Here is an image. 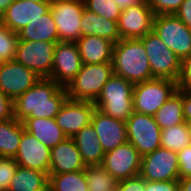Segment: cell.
<instances>
[{
	"label": "cell",
	"instance_id": "obj_37",
	"mask_svg": "<svg viewBox=\"0 0 191 191\" xmlns=\"http://www.w3.org/2000/svg\"><path fill=\"white\" fill-rule=\"evenodd\" d=\"M145 180L140 176H135L118 181L116 191H144Z\"/></svg>",
	"mask_w": 191,
	"mask_h": 191
},
{
	"label": "cell",
	"instance_id": "obj_25",
	"mask_svg": "<svg viewBox=\"0 0 191 191\" xmlns=\"http://www.w3.org/2000/svg\"><path fill=\"white\" fill-rule=\"evenodd\" d=\"M19 41L59 42L58 31L49 10L18 32Z\"/></svg>",
	"mask_w": 191,
	"mask_h": 191
},
{
	"label": "cell",
	"instance_id": "obj_41",
	"mask_svg": "<svg viewBox=\"0 0 191 191\" xmlns=\"http://www.w3.org/2000/svg\"><path fill=\"white\" fill-rule=\"evenodd\" d=\"M175 15L191 29V0H184Z\"/></svg>",
	"mask_w": 191,
	"mask_h": 191
},
{
	"label": "cell",
	"instance_id": "obj_27",
	"mask_svg": "<svg viewBox=\"0 0 191 191\" xmlns=\"http://www.w3.org/2000/svg\"><path fill=\"white\" fill-rule=\"evenodd\" d=\"M23 123L15 118L0 121V157H15L20 145Z\"/></svg>",
	"mask_w": 191,
	"mask_h": 191
},
{
	"label": "cell",
	"instance_id": "obj_42",
	"mask_svg": "<svg viewBox=\"0 0 191 191\" xmlns=\"http://www.w3.org/2000/svg\"><path fill=\"white\" fill-rule=\"evenodd\" d=\"M182 104L185 121H191V89L182 88Z\"/></svg>",
	"mask_w": 191,
	"mask_h": 191
},
{
	"label": "cell",
	"instance_id": "obj_7",
	"mask_svg": "<svg viewBox=\"0 0 191 191\" xmlns=\"http://www.w3.org/2000/svg\"><path fill=\"white\" fill-rule=\"evenodd\" d=\"M152 31L181 61L191 54V29L175 14L155 15Z\"/></svg>",
	"mask_w": 191,
	"mask_h": 191
},
{
	"label": "cell",
	"instance_id": "obj_31",
	"mask_svg": "<svg viewBox=\"0 0 191 191\" xmlns=\"http://www.w3.org/2000/svg\"><path fill=\"white\" fill-rule=\"evenodd\" d=\"M190 145V135L187 122L164 128L161 131V147L174 152H179Z\"/></svg>",
	"mask_w": 191,
	"mask_h": 191
},
{
	"label": "cell",
	"instance_id": "obj_35",
	"mask_svg": "<svg viewBox=\"0 0 191 191\" xmlns=\"http://www.w3.org/2000/svg\"><path fill=\"white\" fill-rule=\"evenodd\" d=\"M184 0H147L155 15L175 14Z\"/></svg>",
	"mask_w": 191,
	"mask_h": 191
},
{
	"label": "cell",
	"instance_id": "obj_36",
	"mask_svg": "<svg viewBox=\"0 0 191 191\" xmlns=\"http://www.w3.org/2000/svg\"><path fill=\"white\" fill-rule=\"evenodd\" d=\"M179 179L191 177V145L177 152Z\"/></svg>",
	"mask_w": 191,
	"mask_h": 191
},
{
	"label": "cell",
	"instance_id": "obj_22",
	"mask_svg": "<svg viewBox=\"0 0 191 191\" xmlns=\"http://www.w3.org/2000/svg\"><path fill=\"white\" fill-rule=\"evenodd\" d=\"M22 123L27 132L50 149L67 138L55 118H26Z\"/></svg>",
	"mask_w": 191,
	"mask_h": 191
},
{
	"label": "cell",
	"instance_id": "obj_39",
	"mask_svg": "<svg viewBox=\"0 0 191 191\" xmlns=\"http://www.w3.org/2000/svg\"><path fill=\"white\" fill-rule=\"evenodd\" d=\"M144 191H179L178 180L145 181Z\"/></svg>",
	"mask_w": 191,
	"mask_h": 191
},
{
	"label": "cell",
	"instance_id": "obj_17",
	"mask_svg": "<svg viewBox=\"0 0 191 191\" xmlns=\"http://www.w3.org/2000/svg\"><path fill=\"white\" fill-rule=\"evenodd\" d=\"M51 149L26 130L23 131L15 161L19 166L49 175Z\"/></svg>",
	"mask_w": 191,
	"mask_h": 191
},
{
	"label": "cell",
	"instance_id": "obj_14",
	"mask_svg": "<svg viewBox=\"0 0 191 191\" xmlns=\"http://www.w3.org/2000/svg\"><path fill=\"white\" fill-rule=\"evenodd\" d=\"M81 66L77 43L59 41L55 45L53 68L49 78L61 87H67L80 71Z\"/></svg>",
	"mask_w": 191,
	"mask_h": 191
},
{
	"label": "cell",
	"instance_id": "obj_18",
	"mask_svg": "<svg viewBox=\"0 0 191 191\" xmlns=\"http://www.w3.org/2000/svg\"><path fill=\"white\" fill-rule=\"evenodd\" d=\"M51 2H29L14 0L0 18V22L9 30L18 33L30 22L43 16L50 10Z\"/></svg>",
	"mask_w": 191,
	"mask_h": 191
},
{
	"label": "cell",
	"instance_id": "obj_21",
	"mask_svg": "<svg viewBox=\"0 0 191 191\" xmlns=\"http://www.w3.org/2000/svg\"><path fill=\"white\" fill-rule=\"evenodd\" d=\"M82 64L112 62L114 43L97 36H84L77 40Z\"/></svg>",
	"mask_w": 191,
	"mask_h": 191
},
{
	"label": "cell",
	"instance_id": "obj_6",
	"mask_svg": "<svg viewBox=\"0 0 191 191\" xmlns=\"http://www.w3.org/2000/svg\"><path fill=\"white\" fill-rule=\"evenodd\" d=\"M140 40L144 45L153 78L178 82L182 63L180 58L153 31Z\"/></svg>",
	"mask_w": 191,
	"mask_h": 191
},
{
	"label": "cell",
	"instance_id": "obj_29",
	"mask_svg": "<svg viewBox=\"0 0 191 191\" xmlns=\"http://www.w3.org/2000/svg\"><path fill=\"white\" fill-rule=\"evenodd\" d=\"M49 191H89L84 170L49 174Z\"/></svg>",
	"mask_w": 191,
	"mask_h": 191
},
{
	"label": "cell",
	"instance_id": "obj_33",
	"mask_svg": "<svg viewBox=\"0 0 191 191\" xmlns=\"http://www.w3.org/2000/svg\"><path fill=\"white\" fill-rule=\"evenodd\" d=\"M85 8L103 18L117 21L121 15V8L112 0H84Z\"/></svg>",
	"mask_w": 191,
	"mask_h": 191
},
{
	"label": "cell",
	"instance_id": "obj_1",
	"mask_svg": "<svg viewBox=\"0 0 191 191\" xmlns=\"http://www.w3.org/2000/svg\"><path fill=\"white\" fill-rule=\"evenodd\" d=\"M67 99L66 87L50 78H40L14 100L15 119L22 122L26 118H55Z\"/></svg>",
	"mask_w": 191,
	"mask_h": 191
},
{
	"label": "cell",
	"instance_id": "obj_46",
	"mask_svg": "<svg viewBox=\"0 0 191 191\" xmlns=\"http://www.w3.org/2000/svg\"><path fill=\"white\" fill-rule=\"evenodd\" d=\"M187 127H188V132H189V135H190V145H191V121L187 122Z\"/></svg>",
	"mask_w": 191,
	"mask_h": 191
},
{
	"label": "cell",
	"instance_id": "obj_15",
	"mask_svg": "<svg viewBox=\"0 0 191 191\" xmlns=\"http://www.w3.org/2000/svg\"><path fill=\"white\" fill-rule=\"evenodd\" d=\"M38 80L36 73L15 60L0 62V90L13 101Z\"/></svg>",
	"mask_w": 191,
	"mask_h": 191
},
{
	"label": "cell",
	"instance_id": "obj_34",
	"mask_svg": "<svg viewBox=\"0 0 191 191\" xmlns=\"http://www.w3.org/2000/svg\"><path fill=\"white\" fill-rule=\"evenodd\" d=\"M18 163L13 157H0V190L8 191Z\"/></svg>",
	"mask_w": 191,
	"mask_h": 191
},
{
	"label": "cell",
	"instance_id": "obj_3",
	"mask_svg": "<svg viewBox=\"0 0 191 191\" xmlns=\"http://www.w3.org/2000/svg\"><path fill=\"white\" fill-rule=\"evenodd\" d=\"M133 89V83L113 74L103 86L94 105L107 116L126 122L134 112Z\"/></svg>",
	"mask_w": 191,
	"mask_h": 191
},
{
	"label": "cell",
	"instance_id": "obj_11",
	"mask_svg": "<svg viewBox=\"0 0 191 191\" xmlns=\"http://www.w3.org/2000/svg\"><path fill=\"white\" fill-rule=\"evenodd\" d=\"M140 176L145 181L179 180L177 152L159 147L142 156Z\"/></svg>",
	"mask_w": 191,
	"mask_h": 191
},
{
	"label": "cell",
	"instance_id": "obj_13",
	"mask_svg": "<svg viewBox=\"0 0 191 191\" xmlns=\"http://www.w3.org/2000/svg\"><path fill=\"white\" fill-rule=\"evenodd\" d=\"M155 14L147 0L122 10L118 19L121 39H141L153 30Z\"/></svg>",
	"mask_w": 191,
	"mask_h": 191
},
{
	"label": "cell",
	"instance_id": "obj_9",
	"mask_svg": "<svg viewBox=\"0 0 191 191\" xmlns=\"http://www.w3.org/2000/svg\"><path fill=\"white\" fill-rule=\"evenodd\" d=\"M128 142L141 156L152 153L161 147V129L154 116L133 112L126 121Z\"/></svg>",
	"mask_w": 191,
	"mask_h": 191
},
{
	"label": "cell",
	"instance_id": "obj_32",
	"mask_svg": "<svg viewBox=\"0 0 191 191\" xmlns=\"http://www.w3.org/2000/svg\"><path fill=\"white\" fill-rule=\"evenodd\" d=\"M19 40L18 33L9 30L0 22V62L15 59Z\"/></svg>",
	"mask_w": 191,
	"mask_h": 191
},
{
	"label": "cell",
	"instance_id": "obj_43",
	"mask_svg": "<svg viewBox=\"0 0 191 191\" xmlns=\"http://www.w3.org/2000/svg\"><path fill=\"white\" fill-rule=\"evenodd\" d=\"M121 8V10H124L126 8H129L130 6L137 5L139 3H142L144 0H112Z\"/></svg>",
	"mask_w": 191,
	"mask_h": 191
},
{
	"label": "cell",
	"instance_id": "obj_19",
	"mask_svg": "<svg viewBox=\"0 0 191 191\" xmlns=\"http://www.w3.org/2000/svg\"><path fill=\"white\" fill-rule=\"evenodd\" d=\"M91 124L105 153L128 141L125 121L107 116L95 108L91 117Z\"/></svg>",
	"mask_w": 191,
	"mask_h": 191
},
{
	"label": "cell",
	"instance_id": "obj_8",
	"mask_svg": "<svg viewBox=\"0 0 191 191\" xmlns=\"http://www.w3.org/2000/svg\"><path fill=\"white\" fill-rule=\"evenodd\" d=\"M84 7V0H51L50 10L59 41L76 43L81 37V17Z\"/></svg>",
	"mask_w": 191,
	"mask_h": 191
},
{
	"label": "cell",
	"instance_id": "obj_2",
	"mask_svg": "<svg viewBox=\"0 0 191 191\" xmlns=\"http://www.w3.org/2000/svg\"><path fill=\"white\" fill-rule=\"evenodd\" d=\"M114 74L133 84L154 79L149 60L140 39H120L113 45Z\"/></svg>",
	"mask_w": 191,
	"mask_h": 191
},
{
	"label": "cell",
	"instance_id": "obj_45",
	"mask_svg": "<svg viewBox=\"0 0 191 191\" xmlns=\"http://www.w3.org/2000/svg\"><path fill=\"white\" fill-rule=\"evenodd\" d=\"M13 2L14 0H0V17Z\"/></svg>",
	"mask_w": 191,
	"mask_h": 191
},
{
	"label": "cell",
	"instance_id": "obj_47",
	"mask_svg": "<svg viewBox=\"0 0 191 191\" xmlns=\"http://www.w3.org/2000/svg\"><path fill=\"white\" fill-rule=\"evenodd\" d=\"M25 1H29V2H51V0H25Z\"/></svg>",
	"mask_w": 191,
	"mask_h": 191
},
{
	"label": "cell",
	"instance_id": "obj_24",
	"mask_svg": "<svg viewBox=\"0 0 191 191\" xmlns=\"http://www.w3.org/2000/svg\"><path fill=\"white\" fill-rule=\"evenodd\" d=\"M74 140L85 165H101L105 152L102 149L98 135L90 123L76 133Z\"/></svg>",
	"mask_w": 191,
	"mask_h": 191
},
{
	"label": "cell",
	"instance_id": "obj_5",
	"mask_svg": "<svg viewBox=\"0 0 191 191\" xmlns=\"http://www.w3.org/2000/svg\"><path fill=\"white\" fill-rule=\"evenodd\" d=\"M177 89L178 83L169 79L154 78L134 84V112L154 116Z\"/></svg>",
	"mask_w": 191,
	"mask_h": 191
},
{
	"label": "cell",
	"instance_id": "obj_23",
	"mask_svg": "<svg viewBox=\"0 0 191 191\" xmlns=\"http://www.w3.org/2000/svg\"><path fill=\"white\" fill-rule=\"evenodd\" d=\"M92 35L106 38L114 44L121 39L117 21L103 18L84 7L81 17V37Z\"/></svg>",
	"mask_w": 191,
	"mask_h": 191
},
{
	"label": "cell",
	"instance_id": "obj_38",
	"mask_svg": "<svg viewBox=\"0 0 191 191\" xmlns=\"http://www.w3.org/2000/svg\"><path fill=\"white\" fill-rule=\"evenodd\" d=\"M178 88L191 89V54L181 63V73L178 79Z\"/></svg>",
	"mask_w": 191,
	"mask_h": 191
},
{
	"label": "cell",
	"instance_id": "obj_26",
	"mask_svg": "<svg viewBox=\"0 0 191 191\" xmlns=\"http://www.w3.org/2000/svg\"><path fill=\"white\" fill-rule=\"evenodd\" d=\"M8 191H49V175L18 165Z\"/></svg>",
	"mask_w": 191,
	"mask_h": 191
},
{
	"label": "cell",
	"instance_id": "obj_16",
	"mask_svg": "<svg viewBox=\"0 0 191 191\" xmlns=\"http://www.w3.org/2000/svg\"><path fill=\"white\" fill-rule=\"evenodd\" d=\"M95 108L94 102L68 98L55 116L56 123L67 138H72L83 127L91 123Z\"/></svg>",
	"mask_w": 191,
	"mask_h": 191
},
{
	"label": "cell",
	"instance_id": "obj_12",
	"mask_svg": "<svg viewBox=\"0 0 191 191\" xmlns=\"http://www.w3.org/2000/svg\"><path fill=\"white\" fill-rule=\"evenodd\" d=\"M142 156L128 141L104 155L102 166L117 180L140 175Z\"/></svg>",
	"mask_w": 191,
	"mask_h": 191
},
{
	"label": "cell",
	"instance_id": "obj_44",
	"mask_svg": "<svg viewBox=\"0 0 191 191\" xmlns=\"http://www.w3.org/2000/svg\"><path fill=\"white\" fill-rule=\"evenodd\" d=\"M179 191H191V177L178 180Z\"/></svg>",
	"mask_w": 191,
	"mask_h": 191
},
{
	"label": "cell",
	"instance_id": "obj_28",
	"mask_svg": "<svg viewBox=\"0 0 191 191\" xmlns=\"http://www.w3.org/2000/svg\"><path fill=\"white\" fill-rule=\"evenodd\" d=\"M154 118L161 130L185 122L182 104V88L177 89L155 113Z\"/></svg>",
	"mask_w": 191,
	"mask_h": 191
},
{
	"label": "cell",
	"instance_id": "obj_40",
	"mask_svg": "<svg viewBox=\"0 0 191 191\" xmlns=\"http://www.w3.org/2000/svg\"><path fill=\"white\" fill-rule=\"evenodd\" d=\"M15 118L14 101L0 90V121Z\"/></svg>",
	"mask_w": 191,
	"mask_h": 191
},
{
	"label": "cell",
	"instance_id": "obj_10",
	"mask_svg": "<svg viewBox=\"0 0 191 191\" xmlns=\"http://www.w3.org/2000/svg\"><path fill=\"white\" fill-rule=\"evenodd\" d=\"M56 43L19 41L14 60L32 70L40 78H49L53 68Z\"/></svg>",
	"mask_w": 191,
	"mask_h": 191
},
{
	"label": "cell",
	"instance_id": "obj_20",
	"mask_svg": "<svg viewBox=\"0 0 191 191\" xmlns=\"http://www.w3.org/2000/svg\"><path fill=\"white\" fill-rule=\"evenodd\" d=\"M85 167L82 156L72 138H66L51 149L49 174L82 171Z\"/></svg>",
	"mask_w": 191,
	"mask_h": 191
},
{
	"label": "cell",
	"instance_id": "obj_30",
	"mask_svg": "<svg viewBox=\"0 0 191 191\" xmlns=\"http://www.w3.org/2000/svg\"><path fill=\"white\" fill-rule=\"evenodd\" d=\"M89 191H116L118 181L102 165H86L84 169Z\"/></svg>",
	"mask_w": 191,
	"mask_h": 191
},
{
	"label": "cell",
	"instance_id": "obj_4",
	"mask_svg": "<svg viewBox=\"0 0 191 191\" xmlns=\"http://www.w3.org/2000/svg\"><path fill=\"white\" fill-rule=\"evenodd\" d=\"M113 74L112 62L82 64L80 71L66 87L68 98L95 102Z\"/></svg>",
	"mask_w": 191,
	"mask_h": 191
}]
</instances>
